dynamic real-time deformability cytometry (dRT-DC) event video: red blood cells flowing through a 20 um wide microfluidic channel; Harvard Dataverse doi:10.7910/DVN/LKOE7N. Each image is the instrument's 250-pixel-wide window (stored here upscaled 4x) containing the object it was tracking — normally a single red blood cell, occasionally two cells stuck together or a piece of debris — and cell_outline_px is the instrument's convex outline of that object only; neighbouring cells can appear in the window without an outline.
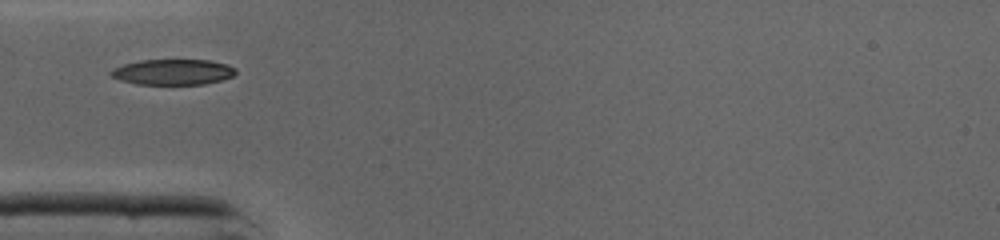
{"species": "common noctule bat (a hibernating species)", "species_latin": "Nyctalus noctula", "temperature_condition": "cold", "stored_images_in_passage": 25, "camera_frame_rate_fps": 3000, "um_per_image_px": 0.085, "animal": {"sex": "male", "body_mass_g": 19.0, "forearm_length_mm": 50.8}, "frame": {"image": 1, "passage_image": 1, "time_ms": 0.0, "image_size_px": [1000, 240], "cell_outline_px": [[236, 72], [232, 76], [220, 80], [204, 84], [136, 84], [120, 80], [112, 76], [108, 72], [112, 68], [124, 64], [140, 60], [208, 60], [228, 64], [236, 68]], "centroid_in_image_um": [14.68, 6.11], "position_along_channel_um": 70.3, "area_um2": 18.61}}
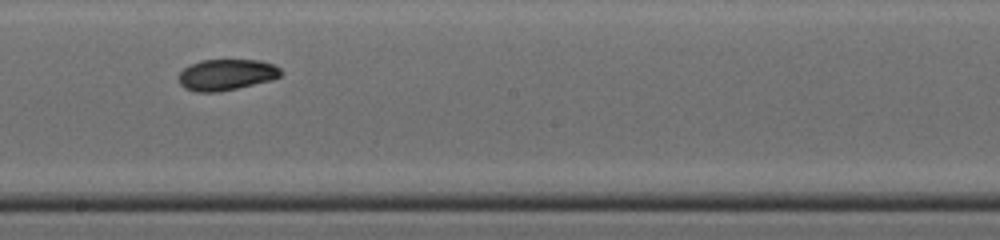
{"frame": {"image": 2, "passage_image": 12, "time_ms": 3.667, "image_size_px": [1000, 240], "cell_outline_px": [[280, 76], [268, 80], [236, 88], [216, 92], [196, 92], [184, 88], [180, 84], [176, 76], [184, 68], [200, 60], [260, 60], [272, 64], [280, 68]], "centroid_in_image_um": [19.17, 6.34], "position_along_channel_um": 229.0, "area_um2": 18.32}}
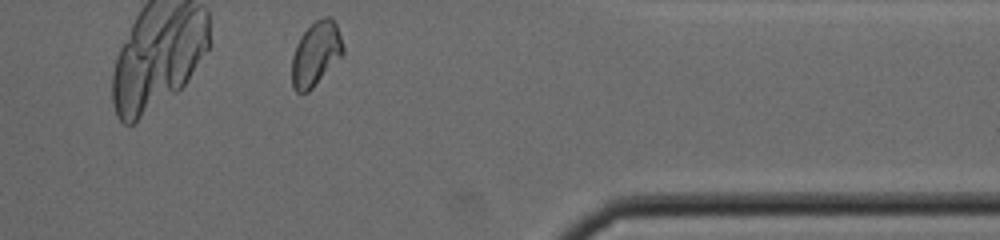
{"frame": {"image": 3, "passage_image": 24, "time_ms": 7.667, "image_size_px": [1000, 240], "cell_outline_px": [[344, 52], [312, 88], [308, 92], [296, 92], [292, 88], [292, 56], [296, 44], [300, 36], [316, 20], [324, 16], [328, 16], [336, 24], [344, 48]], "centroid_in_image_um": [26.82, 4.57], "position_along_channel_um": 384.6, "area_um2": 18.79}}